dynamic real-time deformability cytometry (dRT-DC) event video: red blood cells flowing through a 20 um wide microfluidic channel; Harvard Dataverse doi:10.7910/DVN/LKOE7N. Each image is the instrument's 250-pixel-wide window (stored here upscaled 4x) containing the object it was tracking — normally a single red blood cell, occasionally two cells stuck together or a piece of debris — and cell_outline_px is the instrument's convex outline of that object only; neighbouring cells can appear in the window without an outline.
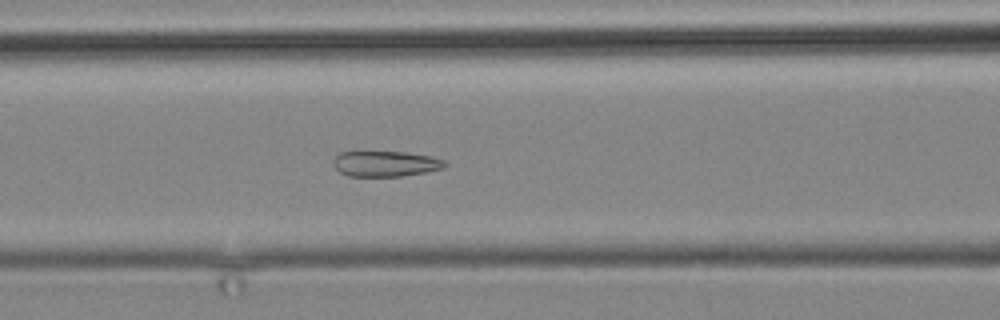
{"species": "common noctule bat (a hibernating species)", "species_latin": "Nyctalus noctula", "temperature_condition": "cold", "stored_images_in_passage": 10, "camera_frame_rate_fps": 3000, "um_per_image_px": 0.085, "animal": {"sex": "male", "body_mass_g": 19.2, "forearm_length_mm": 51.8}, "frame": {"image": 1, "passage_image": 10, "time_ms": 11.333, "image_size_px": [1000, 320], "cell_outline_px": [[448, 164], [444, 168], [424, 172], [400, 176], [348, 176], [340, 172], [332, 164], [332, 160], [340, 152], [404, 152], [432, 156], [444, 160]], "centroid_in_image_um": [32.76, 13.91], "position_along_channel_um": 133.8, "area_um2": 16.59}}